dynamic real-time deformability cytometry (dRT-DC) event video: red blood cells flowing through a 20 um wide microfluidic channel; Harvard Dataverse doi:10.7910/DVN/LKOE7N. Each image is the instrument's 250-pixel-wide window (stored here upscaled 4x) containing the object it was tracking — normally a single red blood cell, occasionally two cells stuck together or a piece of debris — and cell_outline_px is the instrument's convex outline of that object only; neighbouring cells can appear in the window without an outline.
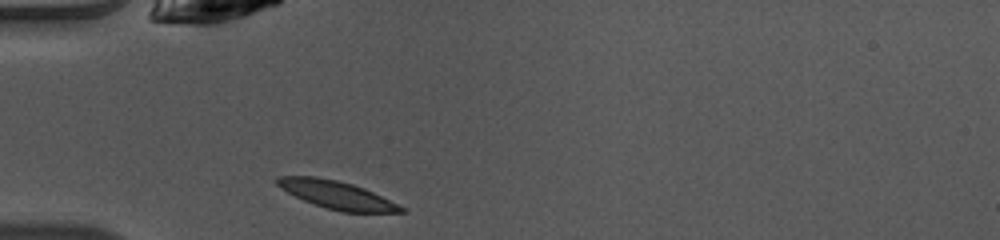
{"species": "common noctule bat (a hibernating species)", "species_latin": "Nyctalus noctula", "temperature_condition": "warm", "stored_images_in_passage": 35, "camera_frame_rate_fps": 3000, "um_per_image_px": 0.085, "animal": {"sex": "female", "body_mass_g": 10.0, "forearm_length_mm": 53.1}, "frame": {"image": 1, "passage_image": 1, "time_ms": 0.0, "image_size_px": [1000, 240], "cell_outline_px": [[404, 212], [344, 212], [328, 208], [304, 200], [280, 188], [276, 184], [276, 176], [316, 176], [336, 180], [352, 184], [364, 188], [404, 208]], "centroid_in_image_um": [28.57, 16.54], "position_along_channel_um": 56.4, "area_um2": 19.59}}
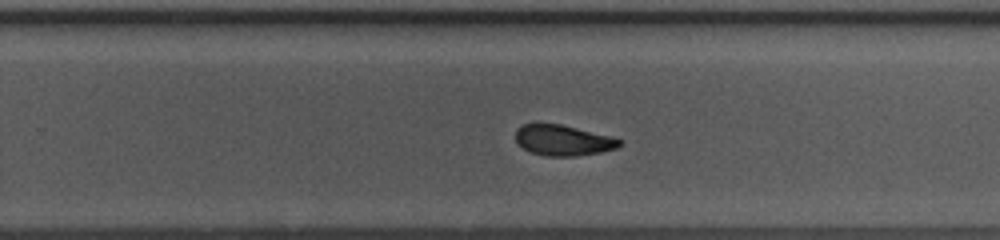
{"frame": {"image": 2, "passage_image": 18, "time_ms": 5.667, "image_size_px": [1000, 240], "cell_outline_px": [[624, 144], [616, 148], [600, 152], [576, 156], [544, 156], [532, 152], [524, 148], [516, 140], [516, 128], [520, 124], [560, 124], [612, 136], [624, 140]], "centroid_in_image_um": [47.91, 11.92], "position_along_channel_um": 281.9, "area_um2": 18.61}}
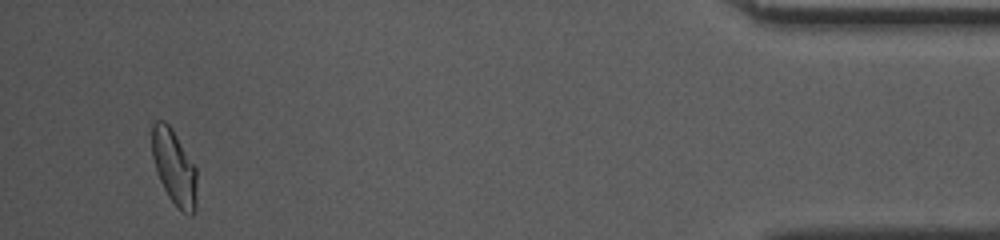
{"frame": {"image": 3, "passage_image": 33, "time_ms": 10.667, "image_size_px": [1000, 240], "cell_outline_px": [[196, 208], [192, 216], [188, 216], [180, 212], [168, 196], [160, 180], [152, 156], [152, 124], [156, 120], [164, 120], [172, 128], [196, 168]], "centroid_in_image_um": [14.81, 14.25], "position_along_channel_um": 420.4, "area_um2": 19.71}, "authors_computed_cell_mechanics": {"area_um2": 19.652, "velocity_mm_per_s": 4.1027, "shape_relaxation_time_tau1_ms": 2.9006, "shape_relaxation_time_tau2_ms": 2.2976, "deformation_change_tau1": 0.1336, "deformation_change_tau2": 0.0786}}